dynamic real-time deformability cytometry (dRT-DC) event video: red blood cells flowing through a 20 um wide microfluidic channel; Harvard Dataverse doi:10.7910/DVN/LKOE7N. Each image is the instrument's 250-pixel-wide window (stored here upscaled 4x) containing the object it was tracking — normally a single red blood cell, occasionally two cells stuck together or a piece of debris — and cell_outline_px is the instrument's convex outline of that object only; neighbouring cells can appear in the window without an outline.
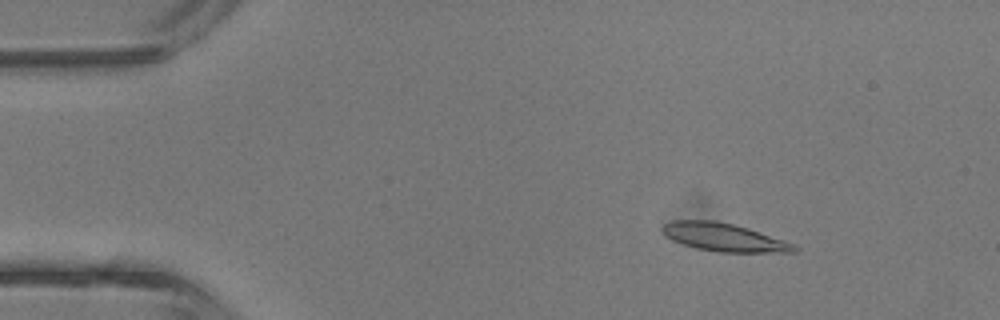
{"species": "common noctule bat (a hibernating species)", "species_latin": "Nyctalus noctula", "temperature_condition": "room temperature", "stored_images_in_passage": 3, "camera_frame_rate_fps": 3000, "um_per_image_px": 0.085, "animal": {"sex": "male", "body_mass_g": 13.3}, "frame": {"image": 1, "passage_image": 1, "time_ms": 0.0, "image_size_px": [1000, 320], "cell_outline_px": [[800, 248], [796, 252], [716, 252], [696, 248], [672, 240], [664, 236], [660, 228], [664, 224], [672, 220], [716, 220], [748, 228], [796, 244]], "centroid_in_image_um": [61.53, 20.17], "position_along_channel_um": 23.5, "area_um2": 21.73}}
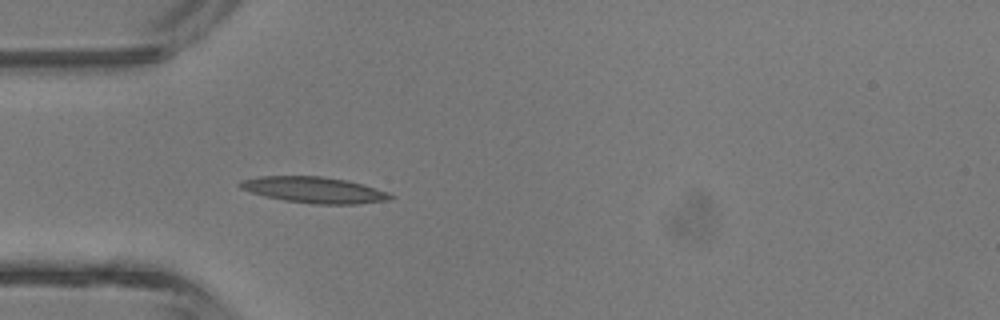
{"frame": {"image": 2, "passage_image": 3, "time_ms": 2.333, "image_size_px": [1000, 320], "cell_outline_px": [[396, 196], [388, 200], [356, 204], [312, 204], [284, 200], [264, 196], [240, 188], [236, 184], [240, 180], [260, 176], [320, 176], [348, 180], [364, 184], [388, 192]], "centroid_in_image_um": [26.7, 16.14], "position_along_channel_um": 58.3, "area_um2": 23.0}}